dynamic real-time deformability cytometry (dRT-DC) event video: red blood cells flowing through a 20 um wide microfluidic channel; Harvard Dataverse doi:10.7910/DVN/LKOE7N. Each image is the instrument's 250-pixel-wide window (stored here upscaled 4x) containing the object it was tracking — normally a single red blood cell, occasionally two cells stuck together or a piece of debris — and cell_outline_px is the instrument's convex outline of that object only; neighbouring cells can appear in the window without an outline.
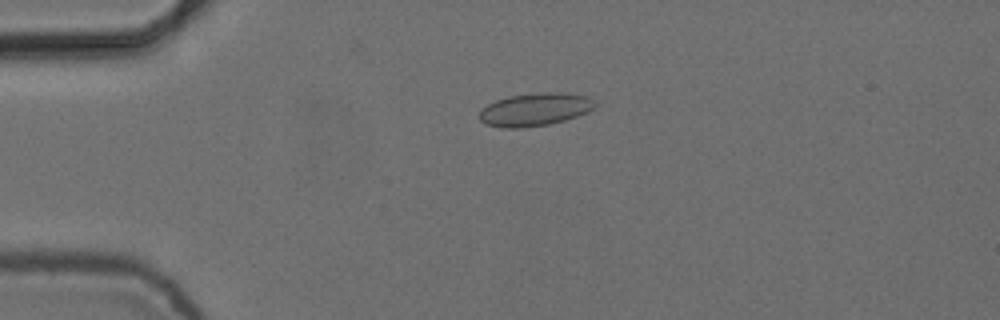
{"species": "common noctule bat (a hibernating species)", "species_latin": "Nyctalus noctula", "temperature_condition": "cold", "stored_images_in_passage": 5, "camera_frame_rate_fps": 3000, "um_per_image_px": 0.085, "animal": {"sex": "female", "body_mass_g": 24.6, "forearm_length_mm": 56.2}, "frame": {"image": 1, "passage_image": 4, "time_ms": 1.0, "image_size_px": [1000, 320], "cell_outline_px": [[596, 104], [588, 112], [564, 120], [548, 124], [520, 128], [504, 128], [484, 124], [480, 120], [480, 108], [496, 100], [508, 96], [544, 92], [560, 92], [588, 96], [596, 100]], "centroid_in_image_um": [45.46, 9.3], "position_along_channel_um": 39.5, "area_um2": 22.2}}